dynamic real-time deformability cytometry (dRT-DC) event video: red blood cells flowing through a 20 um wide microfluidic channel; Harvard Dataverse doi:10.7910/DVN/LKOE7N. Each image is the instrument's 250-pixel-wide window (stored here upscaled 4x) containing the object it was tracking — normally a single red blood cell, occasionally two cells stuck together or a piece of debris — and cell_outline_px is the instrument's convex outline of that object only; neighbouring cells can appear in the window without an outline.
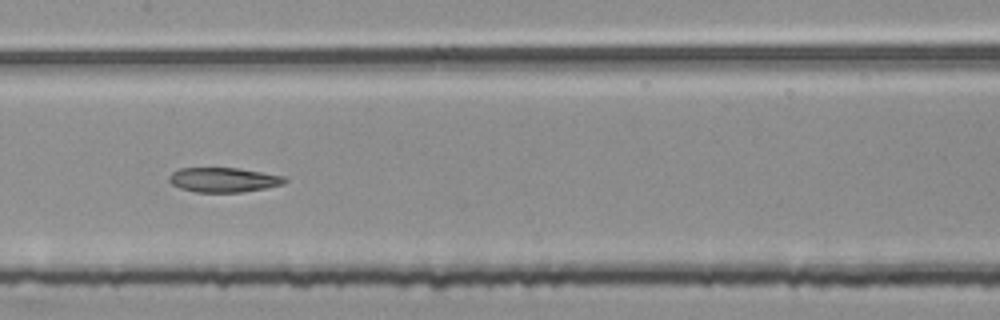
{"species": "common noctule bat (a hibernating species)", "species_latin": "Nyctalus noctula", "temperature_condition": "room temperature", "stored_images_in_passage": 51, "segment_of_instrument_passage": [2, 2], "camera_frame_rate_fps": 3000, "um_per_image_px": 0.085, "animal": {"sex": "female", "body_mass_g": 25.1}, "frame": {"image": 1, "passage_image": 24, "time_ms": 7.667, "image_size_px": [1000, 320], "cell_outline_px": [[288, 180], [284, 184], [264, 188], [240, 192], [196, 192], [180, 188], [172, 184], [168, 180], [168, 176], [172, 172], [180, 168], [236, 168], [288, 176]], "centroid_in_image_um": [19.02, 15.28], "position_along_channel_um": 188.4, "area_um2": 16.65}}
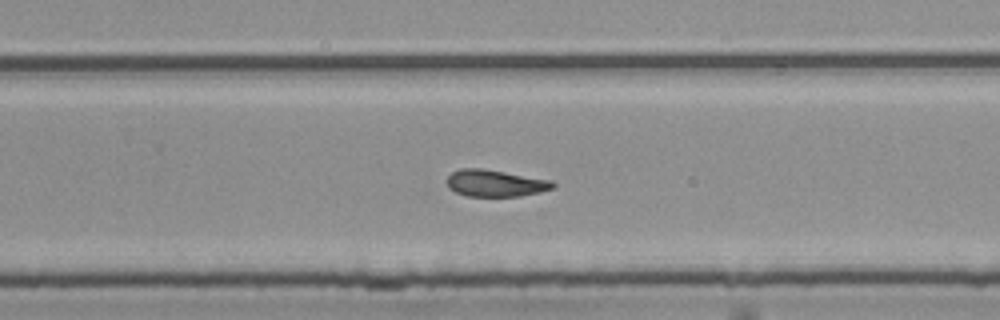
{"frame": {"image": 2, "passage_image": 32, "time_ms": 10.333, "image_size_px": [1000, 320], "cell_outline_px": [[556, 188], [540, 192], [520, 196], [468, 196], [456, 192], [448, 188], [448, 176], [452, 172], [460, 168], [484, 168], [552, 180], [556, 184]], "centroid_in_image_um": [42.14, 15.56], "position_along_channel_um": 287.7, "area_um2": 16.7}}
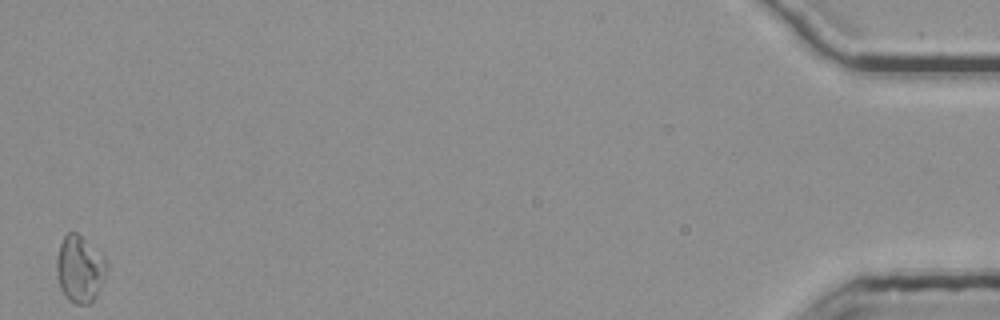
{"frame": {"image": 3, "passage_image": 51, "time_ms": 16.667, "image_size_px": [1000, 320], "cell_outline_px": [[108, 272], [96, 296], [88, 304], [76, 304], [68, 300], [60, 288], [56, 276], [56, 256], [60, 244], [64, 236], [68, 232], [76, 232], [104, 256], [108, 260]], "centroid_in_image_um": [6.79, 22.87], "position_along_channel_um": 428.4, "area_um2": 19.77}}